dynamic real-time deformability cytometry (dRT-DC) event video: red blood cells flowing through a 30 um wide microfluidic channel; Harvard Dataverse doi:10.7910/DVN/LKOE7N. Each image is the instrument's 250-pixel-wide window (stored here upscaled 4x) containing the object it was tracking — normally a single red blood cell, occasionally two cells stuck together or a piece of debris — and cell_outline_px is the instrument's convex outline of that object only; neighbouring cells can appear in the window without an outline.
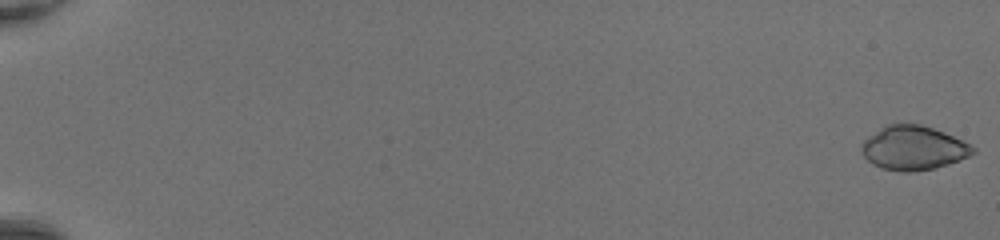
{"species": "common noctule bat (a hibernating species)", "species_latin": "Nyctalus noctula", "temperature_condition": "room temperature", "stored_images_in_passage": 50, "camera_frame_rate_fps": 3000, "um_per_image_px": 0.085, "animal": {"sex": "female", "body_mass_g": 20.0, "forearm_length_mm": 54.0}, "frame": {"image": 1, "passage_image": 1, "time_ms": 0.0, "image_size_px": [1000, 240], "cell_outline_px": [[976, 152], [960, 160], [936, 168], [912, 172], [900, 172], [880, 168], [872, 164], [864, 156], [860, 148], [860, 144], [868, 136], [884, 124], [920, 124], [944, 132], [972, 144], [976, 148]], "centroid_in_image_um": [77.63, 12.58], "position_along_channel_um": 7.4, "area_um2": 28.96}}
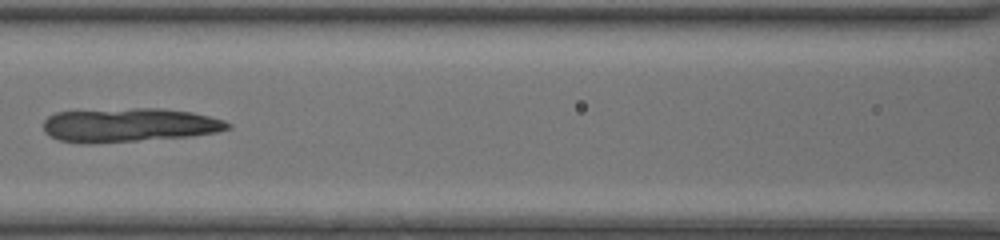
{"frame": {"image": 2, "passage_image": 26, "time_ms": 8.333, "image_size_px": [1000, 240], "cell_outline_px": [[232, 128], [216, 132], [192, 136], [88, 144], [80, 144], [60, 140], [44, 132], [44, 120], [48, 116], [56, 112], [132, 108], [160, 108], [192, 112], [224, 120], [232, 124]], "centroid_in_image_um": [10.98, 10.63], "position_along_channel_um": 155.6, "area_um2": 36.47}}
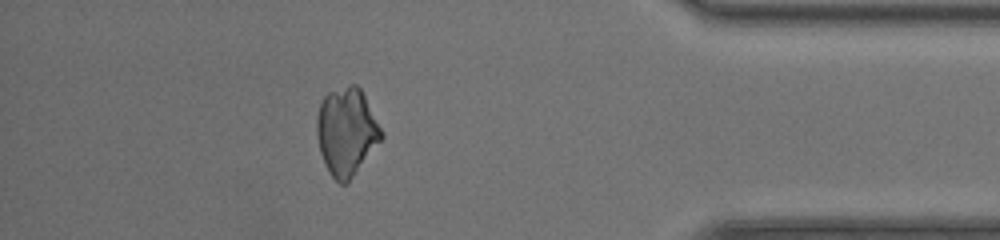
{"frame": {"image": 3, "passage_image": 45, "time_ms": 14.667, "image_size_px": [1000, 240], "cell_outline_px": [[384, 136], [348, 184], [340, 184], [328, 172], [324, 164], [320, 152], [316, 132], [316, 116], [320, 100], [328, 92], [348, 84], [356, 84], [360, 88], [384, 132]], "centroid_in_image_um": [29.44, 11.19], "position_along_channel_um": 405.8, "area_um2": 33.41}}